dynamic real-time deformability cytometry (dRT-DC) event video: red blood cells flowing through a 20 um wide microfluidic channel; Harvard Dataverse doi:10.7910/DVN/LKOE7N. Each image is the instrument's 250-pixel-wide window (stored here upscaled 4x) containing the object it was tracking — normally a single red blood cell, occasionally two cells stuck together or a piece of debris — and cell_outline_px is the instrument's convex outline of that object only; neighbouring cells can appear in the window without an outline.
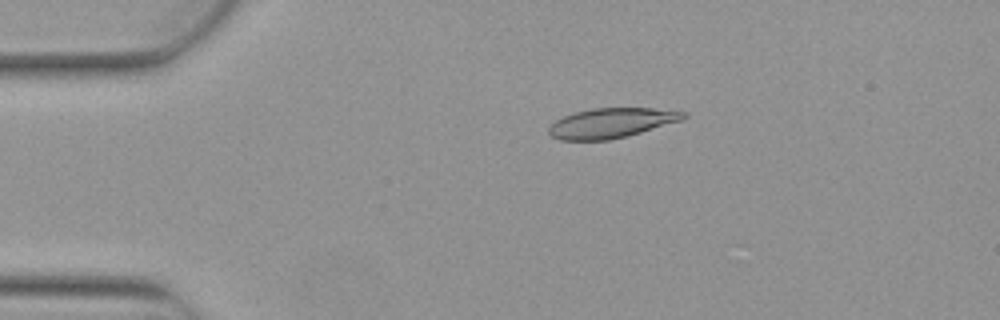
{"species": "Egyptian fruit bat (a non-hibernating species)", "species_latin": "Rousettus aegyptiacus", "temperature_condition": "warm", "stored_images_in_passage": 3, "camera_frame_rate_fps": 3000, "um_per_image_px": 0.085, "animal": {"sex": "female"}, "frame": {"image": 1, "passage_image": 1, "time_ms": 0.0, "image_size_px": [1000, 320], "cell_outline_px": [[688, 116], [684, 120], [628, 136], [608, 140], [560, 140], [552, 136], [548, 132], [548, 128], [556, 120], [564, 116], [576, 112], [592, 108], [652, 108], [688, 112]], "centroid_in_image_um": [52.02, 10.45], "position_along_channel_um": 33.0, "area_um2": 23.52}}
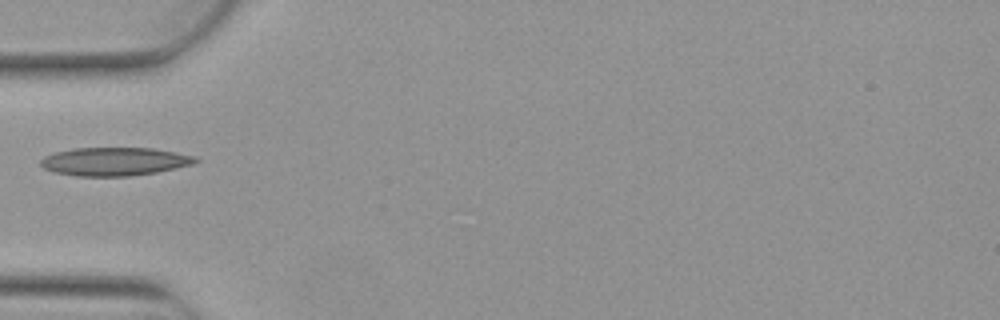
{"frame": {"image": 2, "passage_image": 3, "time_ms": 0.667, "image_size_px": [1000, 320], "cell_outline_px": [[200, 160], [192, 164], [176, 168], [156, 172], [128, 176], [76, 176], [52, 172], [44, 168], [40, 164], [40, 160], [44, 156], [56, 152], [72, 148], [152, 148], [176, 152], [196, 156]], "centroid_in_image_um": [9.72, 13.72], "position_along_channel_um": 75.3, "area_um2": 25.61}}